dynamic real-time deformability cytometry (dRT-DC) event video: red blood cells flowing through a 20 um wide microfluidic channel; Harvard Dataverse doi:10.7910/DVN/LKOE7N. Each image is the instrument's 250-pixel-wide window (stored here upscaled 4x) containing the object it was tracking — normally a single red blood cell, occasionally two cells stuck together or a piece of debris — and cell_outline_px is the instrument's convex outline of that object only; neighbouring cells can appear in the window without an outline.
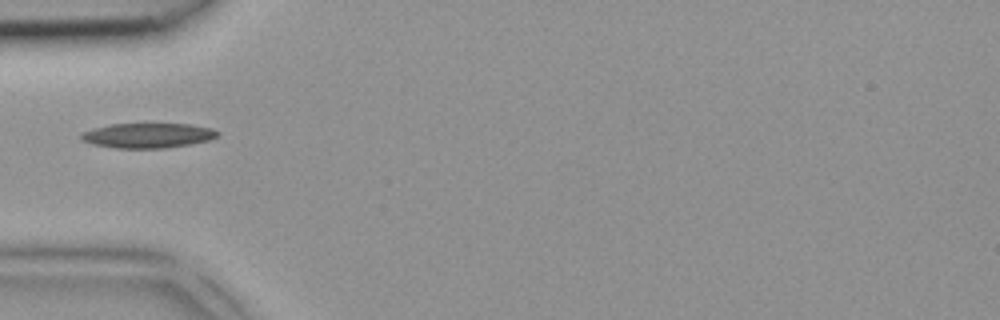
{"species": "common noctule bat (a hibernating species)", "species_latin": "Nyctalus noctula", "temperature_condition": "room temperature", "stored_images_in_passage": 1, "camera_frame_rate_fps": 3000, "um_per_image_px": 0.085, "animal": {"sex": "female", "body_mass_g": 18.4}, "frame": {"image": 1, "passage_image": 1, "time_ms": 0.0, "image_size_px": [1000, 320], "cell_outline_px": [[220, 132], [216, 136], [208, 140], [192, 144], [164, 148], [116, 148], [92, 144], [80, 140], [80, 132], [92, 128], [112, 124], [192, 124], [212, 128]], "centroid_in_image_um": [12.53, 11.51], "position_along_channel_um": 72.5, "area_um2": 19.88}}